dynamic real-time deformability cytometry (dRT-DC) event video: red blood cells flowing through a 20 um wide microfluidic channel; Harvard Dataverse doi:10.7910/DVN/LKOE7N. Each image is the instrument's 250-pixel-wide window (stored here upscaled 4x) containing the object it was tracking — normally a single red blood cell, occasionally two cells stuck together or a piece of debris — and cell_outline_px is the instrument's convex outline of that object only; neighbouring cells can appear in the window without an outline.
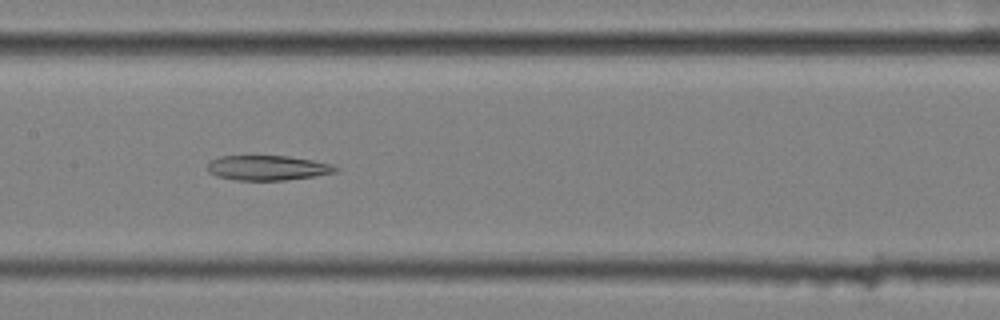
{"species": "common noctule bat (a hibernating species)", "species_latin": "Nyctalus noctula", "temperature_condition": "cold", "stored_images_in_passage": 45, "segment_of_instrument_passage": [2, 2], "camera_frame_rate_fps": 3000, "um_per_image_px": 0.085, "animal": {"sex": "female", "body_mass_g": 25.1}, "frame": {"image": 1, "passage_image": 17, "time_ms": 5.333, "image_size_px": [1000, 320], "cell_outline_px": [[340, 168], [336, 172], [312, 176], [284, 180], [236, 180], [216, 176], [208, 172], [208, 164], [212, 160], [220, 156], [288, 156], [312, 160], [332, 164]], "centroid_in_image_um": [22.75, 14.26], "position_along_channel_um": 184.7, "area_um2": 18.44}}
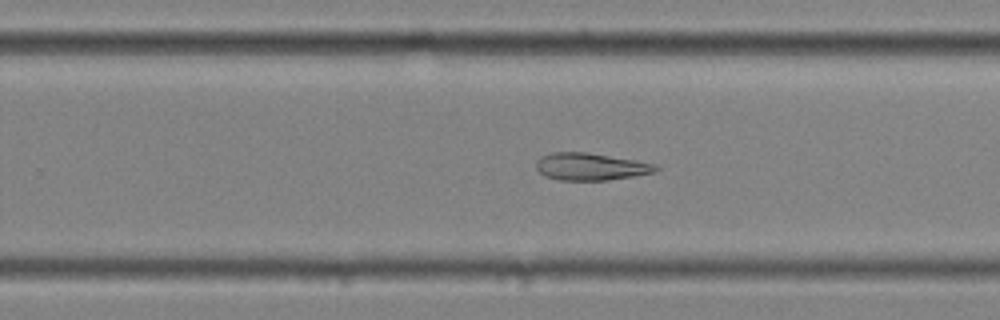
{"frame": {"image": 2, "passage_image": 25, "time_ms": 8.0, "image_size_px": [1000, 320], "cell_outline_px": [[660, 168], [656, 172], [636, 176], [608, 180], [560, 180], [544, 176], [536, 168], [536, 160], [540, 156], [552, 152], [584, 152], [656, 164]], "centroid_in_image_um": [50.19, 14.17], "position_along_channel_um": 279.6, "area_um2": 18.96}}
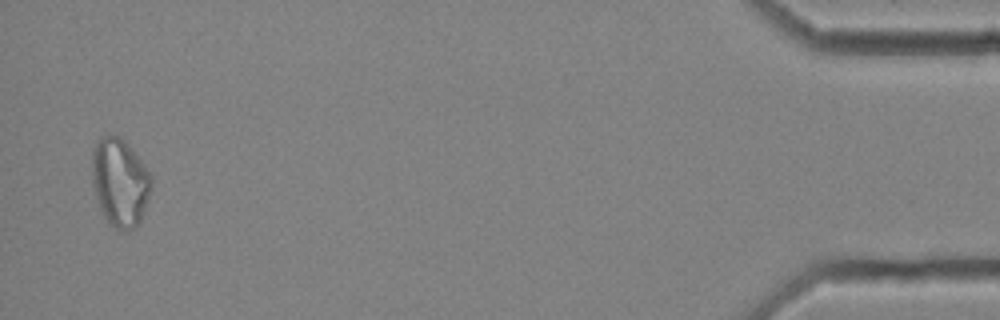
{"frame": {"image": 3, "passage_image": 44, "time_ms": 14.333, "image_size_px": [1000, 320], "cell_outline_px": [[152, 188], [140, 224], [136, 228], [120, 232], [104, 220], [100, 212], [92, 184], [92, 148], [96, 140], [100, 136], [120, 136], [124, 140], [144, 164], [152, 176]], "centroid_in_image_um": [10.18, 15.54], "position_along_channel_um": 425.0, "area_um2": 31.21}}